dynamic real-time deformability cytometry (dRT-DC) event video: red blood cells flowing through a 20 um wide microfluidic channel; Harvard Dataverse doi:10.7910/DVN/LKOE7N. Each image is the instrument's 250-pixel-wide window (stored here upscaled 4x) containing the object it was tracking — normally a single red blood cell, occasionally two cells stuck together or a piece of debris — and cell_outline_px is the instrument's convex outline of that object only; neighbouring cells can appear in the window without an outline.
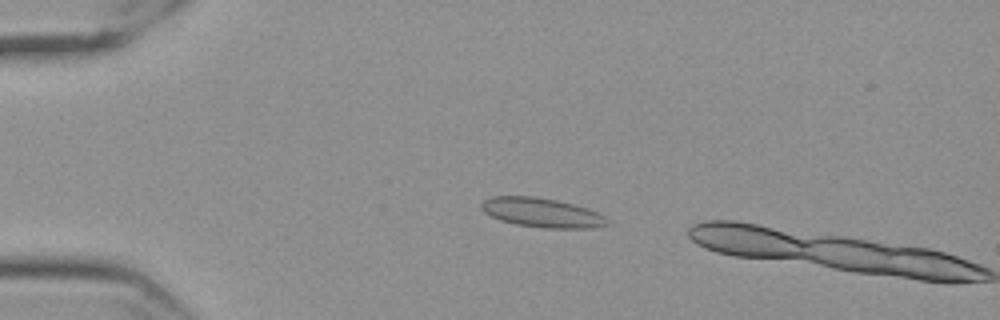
{"species": "Egyptian fruit bat (a non-hibernating species)", "species_latin": "Rousettus aegyptiacus", "temperature_condition": "cold", "stored_images_in_passage": 9, "camera_frame_rate_fps": 3000, "um_per_image_px": 0.085, "frame": {"image": 1, "passage_image": 8, "time_ms": 2.333, "image_size_px": [1000, 320], "cell_outline_px": [[612, 224], [592, 228], [544, 228], [516, 224], [500, 220], [484, 212], [480, 208], [480, 204], [484, 200], [492, 196], [532, 196], [556, 200], [588, 208], [604, 216]], "centroid_in_image_um": [46.06, 18.08], "position_along_channel_um": 38.9, "area_um2": 21.5}}